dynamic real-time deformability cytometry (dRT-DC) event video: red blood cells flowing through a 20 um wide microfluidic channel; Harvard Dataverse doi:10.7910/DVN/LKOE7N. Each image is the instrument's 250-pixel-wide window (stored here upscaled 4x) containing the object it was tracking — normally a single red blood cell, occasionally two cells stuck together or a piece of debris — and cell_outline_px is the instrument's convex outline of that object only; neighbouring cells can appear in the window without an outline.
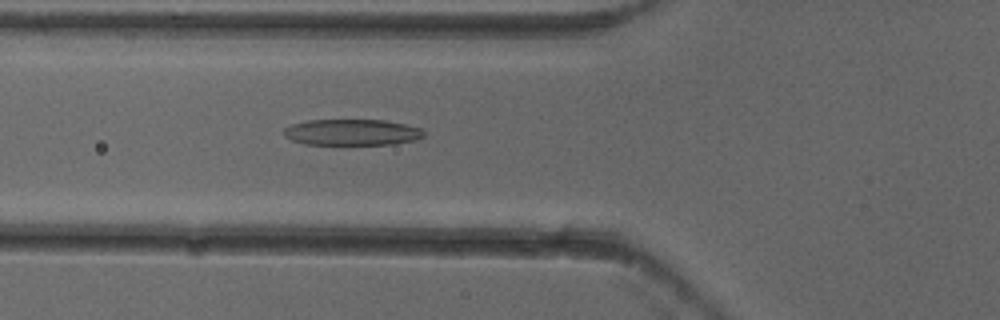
{"species": "common noctule bat (a hibernating species)", "species_latin": "Nyctalus noctula", "temperature_condition": "cold", "stored_images_in_passage": 6, "camera_frame_rate_fps": 3000, "um_per_image_px": 0.085, "animal": {"sex": "female"}, "frame": {"image": 1, "passage_image": 6, "time_ms": 1.667, "image_size_px": [1000, 320], "cell_outline_px": [[424, 136], [412, 140], [392, 144], [304, 144], [292, 140], [284, 136], [284, 128], [292, 124], [308, 120], [384, 120], [404, 124], [420, 128], [424, 132]], "centroid_in_image_um": [29.88, 11.24], "position_along_channel_um": 95.9, "area_um2": 21.1}}